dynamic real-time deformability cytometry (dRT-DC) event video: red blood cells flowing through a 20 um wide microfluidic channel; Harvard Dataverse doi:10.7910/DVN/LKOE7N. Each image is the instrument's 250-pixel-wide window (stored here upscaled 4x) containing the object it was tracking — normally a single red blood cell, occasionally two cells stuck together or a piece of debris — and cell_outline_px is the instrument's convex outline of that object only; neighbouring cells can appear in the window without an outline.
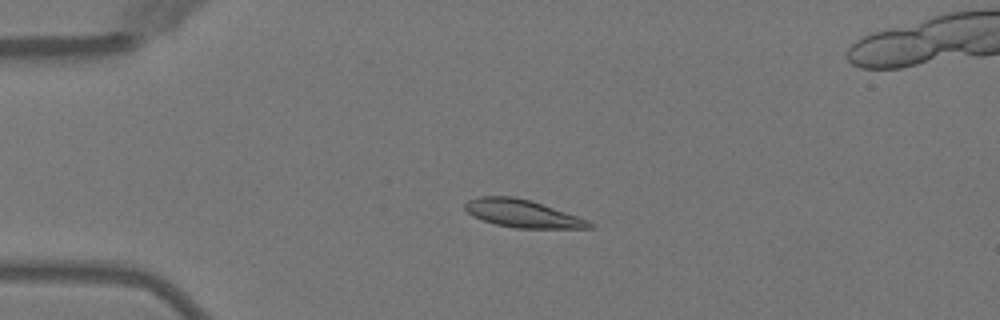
{"species": "Egyptian fruit bat (a non-hibernating species)", "species_latin": "Rousettus aegyptiacus", "temperature_condition": "warm", "stored_images_in_passage": 6, "camera_frame_rate_fps": 3000, "um_per_image_px": 0.085, "animal": {"sex": "female"}, "frame": {"image": 1, "passage_image": 2, "time_ms": 1.0, "image_size_px": [1000, 320], "cell_outline_px": [[596, 224], [592, 228], [516, 228], [496, 224], [472, 216], [464, 208], [464, 204], [468, 200], [480, 196], [516, 196], [532, 200], [588, 220]], "centroid_in_image_um": [44.41, 18.14], "position_along_channel_um": 40.6, "area_um2": 20.11}}
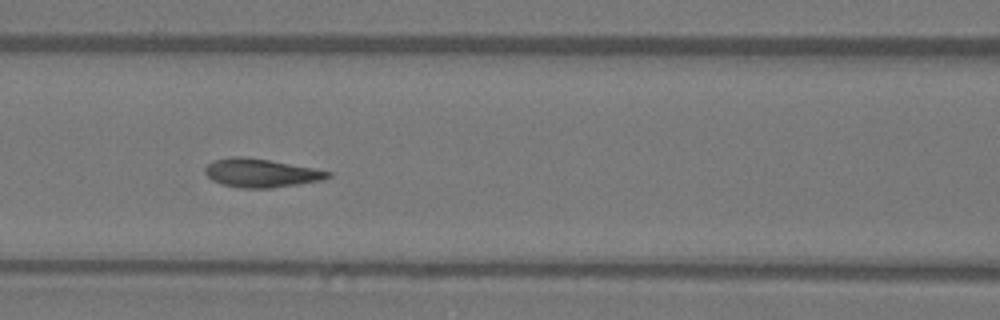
{"frame": {"image": 2, "passage_image": 5, "time_ms": 4.333, "image_size_px": [1000, 320], "cell_outline_px": [[332, 176], [324, 180], [272, 188], [240, 188], [220, 184], [212, 180], [204, 172], [204, 168], [212, 160], [232, 156], [244, 156], [268, 160], [312, 168], [332, 172]], "centroid_in_image_um": [22.15, 14.71], "position_along_channel_um": 144.4, "area_um2": 20.52}}
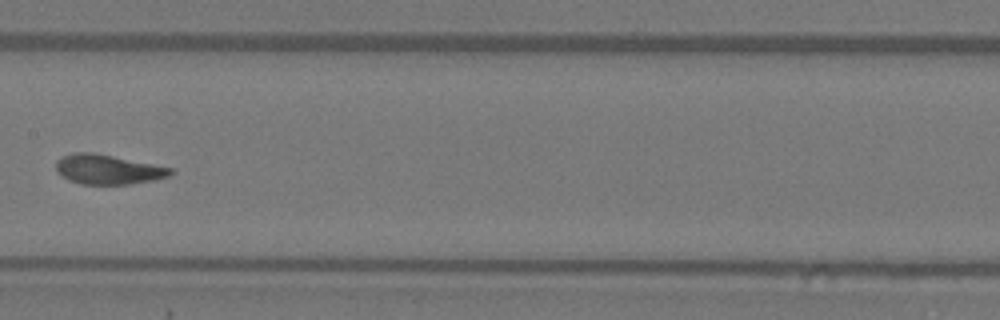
{"frame": {"image": 3, "passage_image": 6, "time_ms": 5.667, "image_size_px": [1000, 320], "cell_outline_px": [[176, 172], [168, 176], [156, 180], [128, 184], [80, 184], [68, 180], [60, 176], [56, 172], [56, 160], [60, 156], [72, 152], [92, 152], [176, 168]], "centroid_in_image_um": [9.18, 14.4], "position_along_channel_um": 198.2, "area_um2": 20.23}}